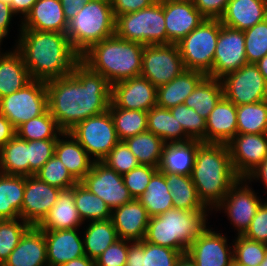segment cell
<instances>
[{
    "mask_svg": "<svg viewBox=\"0 0 267 266\" xmlns=\"http://www.w3.org/2000/svg\"><path fill=\"white\" fill-rule=\"evenodd\" d=\"M32 81L21 54L12 46L0 47V98L15 93Z\"/></svg>",
    "mask_w": 267,
    "mask_h": 266,
    "instance_id": "4316f807",
    "label": "cell"
},
{
    "mask_svg": "<svg viewBox=\"0 0 267 266\" xmlns=\"http://www.w3.org/2000/svg\"><path fill=\"white\" fill-rule=\"evenodd\" d=\"M47 110L48 96L44 81L32 80L24 88L0 98V113L11 122L15 130Z\"/></svg>",
    "mask_w": 267,
    "mask_h": 266,
    "instance_id": "30bf717a",
    "label": "cell"
},
{
    "mask_svg": "<svg viewBox=\"0 0 267 266\" xmlns=\"http://www.w3.org/2000/svg\"><path fill=\"white\" fill-rule=\"evenodd\" d=\"M2 266H48L44 233L31 226Z\"/></svg>",
    "mask_w": 267,
    "mask_h": 266,
    "instance_id": "603a6c76",
    "label": "cell"
},
{
    "mask_svg": "<svg viewBox=\"0 0 267 266\" xmlns=\"http://www.w3.org/2000/svg\"><path fill=\"white\" fill-rule=\"evenodd\" d=\"M0 173L29 176L28 141L15 135L0 149Z\"/></svg>",
    "mask_w": 267,
    "mask_h": 266,
    "instance_id": "74e56055",
    "label": "cell"
},
{
    "mask_svg": "<svg viewBox=\"0 0 267 266\" xmlns=\"http://www.w3.org/2000/svg\"><path fill=\"white\" fill-rule=\"evenodd\" d=\"M237 134L267 133V100L236 106Z\"/></svg>",
    "mask_w": 267,
    "mask_h": 266,
    "instance_id": "b9f144b4",
    "label": "cell"
},
{
    "mask_svg": "<svg viewBox=\"0 0 267 266\" xmlns=\"http://www.w3.org/2000/svg\"><path fill=\"white\" fill-rule=\"evenodd\" d=\"M54 155L62 161L77 182L91 170L94 162L70 132H63L57 138Z\"/></svg>",
    "mask_w": 267,
    "mask_h": 266,
    "instance_id": "f546056e",
    "label": "cell"
},
{
    "mask_svg": "<svg viewBox=\"0 0 267 266\" xmlns=\"http://www.w3.org/2000/svg\"><path fill=\"white\" fill-rule=\"evenodd\" d=\"M149 219L147 210L138 199H132L111 212L118 238L132 242L144 240Z\"/></svg>",
    "mask_w": 267,
    "mask_h": 266,
    "instance_id": "7402d4cb",
    "label": "cell"
},
{
    "mask_svg": "<svg viewBox=\"0 0 267 266\" xmlns=\"http://www.w3.org/2000/svg\"><path fill=\"white\" fill-rule=\"evenodd\" d=\"M109 112L119 141L147 131V111L126 110L110 103Z\"/></svg>",
    "mask_w": 267,
    "mask_h": 266,
    "instance_id": "60d3db41",
    "label": "cell"
},
{
    "mask_svg": "<svg viewBox=\"0 0 267 266\" xmlns=\"http://www.w3.org/2000/svg\"><path fill=\"white\" fill-rule=\"evenodd\" d=\"M16 17L10 4L4 0H0V47L5 46V40L11 38L9 37L11 36L9 35L11 32L10 29L13 28L11 24Z\"/></svg>",
    "mask_w": 267,
    "mask_h": 266,
    "instance_id": "680465c9",
    "label": "cell"
},
{
    "mask_svg": "<svg viewBox=\"0 0 267 266\" xmlns=\"http://www.w3.org/2000/svg\"><path fill=\"white\" fill-rule=\"evenodd\" d=\"M81 229L85 255L94 261L119 239L111 219L86 222Z\"/></svg>",
    "mask_w": 267,
    "mask_h": 266,
    "instance_id": "1f68e13d",
    "label": "cell"
},
{
    "mask_svg": "<svg viewBox=\"0 0 267 266\" xmlns=\"http://www.w3.org/2000/svg\"><path fill=\"white\" fill-rule=\"evenodd\" d=\"M68 21L60 0H37L21 21V29L65 33Z\"/></svg>",
    "mask_w": 267,
    "mask_h": 266,
    "instance_id": "d4e9b609",
    "label": "cell"
},
{
    "mask_svg": "<svg viewBox=\"0 0 267 266\" xmlns=\"http://www.w3.org/2000/svg\"><path fill=\"white\" fill-rule=\"evenodd\" d=\"M236 134V105L223 97L206 119L205 143L228 144Z\"/></svg>",
    "mask_w": 267,
    "mask_h": 266,
    "instance_id": "cb8c5ba5",
    "label": "cell"
},
{
    "mask_svg": "<svg viewBox=\"0 0 267 266\" xmlns=\"http://www.w3.org/2000/svg\"><path fill=\"white\" fill-rule=\"evenodd\" d=\"M157 88L142 76L132 77L111 86V103L126 110L149 111L157 106Z\"/></svg>",
    "mask_w": 267,
    "mask_h": 266,
    "instance_id": "d6986e66",
    "label": "cell"
},
{
    "mask_svg": "<svg viewBox=\"0 0 267 266\" xmlns=\"http://www.w3.org/2000/svg\"><path fill=\"white\" fill-rule=\"evenodd\" d=\"M25 176L0 173V220L20 218Z\"/></svg>",
    "mask_w": 267,
    "mask_h": 266,
    "instance_id": "d6a6232c",
    "label": "cell"
},
{
    "mask_svg": "<svg viewBox=\"0 0 267 266\" xmlns=\"http://www.w3.org/2000/svg\"><path fill=\"white\" fill-rule=\"evenodd\" d=\"M167 44H177L206 19L192 0H164Z\"/></svg>",
    "mask_w": 267,
    "mask_h": 266,
    "instance_id": "ffe728a7",
    "label": "cell"
},
{
    "mask_svg": "<svg viewBox=\"0 0 267 266\" xmlns=\"http://www.w3.org/2000/svg\"><path fill=\"white\" fill-rule=\"evenodd\" d=\"M61 189L51 186L35 175L25 176V191L20 218L37 226L57 201Z\"/></svg>",
    "mask_w": 267,
    "mask_h": 266,
    "instance_id": "ac0fdd59",
    "label": "cell"
},
{
    "mask_svg": "<svg viewBox=\"0 0 267 266\" xmlns=\"http://www.w3.org/2000/svg\"><path fill=\"white\" fill-rule=\"evenodd\" d=\"M132 243V241L119 238L95 260V265L125 266L128 249Z\"/></svg>",
    "mask_w": 267,
    "mask_h": 266,
    "instance_id": "db71d44e",
    "label": "cell"
},
{
    "mask_svg": "<svg viewBox=\"0 0 267 266\" xmlns=\"http://www.w3.org/2000/svg\"><path fill=\"white\" fill-rule=\"evenodd\" d=\"M78 210L74 203V186L61 190L56 203L37 225L42 231L82 228Z\"/></svg>",
    "mask_w": 267,
    "mask_h": 266,
    "instance_id": "83f0119b",
    "label": "cell"
},
{
    "mask_svg": "<svg viewBox=\"0 0 267 266\" xmlns=\"http://www.w3.org/2000/svg\"><path fill=\"white\" fill-rule=\"evenodd\" d=\"M16 135L11 122L0 113V149Z\"/></svg>",
    "mask_w": 267,
    "mask_h": 266,
    "instance_id": "be15d7a7",
    "label": "cell"
},
{
    "mask_svg": "<svg viewBox=\"0 0 267 266\" xmlns=\"http://www.w3.org/2000/svg\"><path fill=\"white\" fill-rule=\"evenodd\" d=\"M46 83L48 110L63 132L81 121L109 110L111 85L81 60L71 74Z\"/></svg>",
    "mask_w": 267,
    "mask_h": 266,
    "instance_id": "6da1fadb",
    "label": "cell"
},
{
    "mask_svg": "<svg viewBox=\"0 0 267 266\" xmlns=\"http://www.w3.org/2000/svg\"><path fill=\"white\" fill-rule=\"evenodd\" d=\"M125 266H143V240L129 246Z\"/></svg>",
    "mask_w": 267,
    "mask_h": 266,
    "instance_id": "6125c7cd",
    "label": "cell"
},
{
    "mask_svg": "<svg viewBox=\"0 0 267 266\" xmlns=\"http://www.w3.org/2000/svg\"><path fill=\"white\" fill-rule=\"evenodd\" d=\"M184 69L177 44L144 46L140 76L156 88L172 81Z\"/></svg>",
    "mask_w": 267,
    "mask_h": 266,
    "instance_id": "4fadbf2b",
    "label": "cell"
},
{
    "mask_svg": "<svg viewBox=\"0 0 267 266\" xmlns=\"http://www.w3.org/2000/svg\"><path fill=\"white\" fill-rule=\"evenodd\" d=\"M224 97L221 79L206 76L185 99L184 104L207 119L211 111Z\"/></svg>",
    "mask_w": 267,
    "mask_h": 266,
    "instance_id": "d590c367",
    "label": "cell"
},
{
    "mask_svg": "<svg viewBox=\"0 0 267 266\" xmlns=\"http://www.w3.org/2000/svg\"><path fill=\"white\" fill-rule=\"evenodd\" d=\"M115 21L110 0H91L68 21L65 34L81 56L93 44L115 35Z\"/></svg>",
    "mask_w": 267,
    "mask_h": 266,
    "instance_id": "8992f818",
    "label": "cell"
},
{
    "mask_svg": "<svg viewBox=\"0 0 267 266\" xmlns=\"http://www.w3.org/2000/svg\"><path fill=\"white\" fill-rule=\"evenodd\" d=\"M211 226L198 235L186 253L196 266H234L232 239L230 242L225 232Z\"/></svg>",
    "mask_w": 267,
    "mask_h": 266,
    "instance_id": "5bb4252c",
    "label": "cell"
},
{
    "mask_svg": "<svg viewBox=\"0 0 267 266\" xmlns=\"http://www.w3.org/2000/svg\"><path fill=\"white\" fill-rule=\"evenodd\" d=\"M144 46L113 35L93 44L80 56V60L92 71L105 77L112 86L140 76Z\"/></svg>",
    "mask_w": 267,
    "mask_h": 266,
    "instance_id": "277c9868",
    "label": "cell"
},
{
    "mask_svg": "<svg viewBox=\"0 0 267 266\" xmlns=\"http://www.w3.org/2000/svg\"><path fill=\"white\" fill-rule=\"evenodd\" d=\"M169 110L191 139L205 143V118H202L194 109L187 107L184 103L171 107Z\"/></svg>",
    "mask_w": 267,
    "mask_h": 266,
    "instance_id": "7dc6e473",
    "label": "cell"
},
{
    "mask_svg": "<svg viewBox=\"0 0 267 266\" xmlns=\"http://www.w3.org/2000/svg\"><path fill=\"white\" fill-rule=\"evenodd\" d=\"M244 32L222 25L217 39L211 78L221 79L247 64Z\"/></svg>",
    "mask_w": 267,
    "mask_h": 266,
    "instance_id": "2e32d148",
    "label": "cell"
},
{
    "mask_svg": "<svg viewBox=\"0 0 267 266\" xmlns=\"http://www.w3.org/2000/svg\"><path fill=\"white\" fill-rule=\"evenodd\" d=\"M157 0H110L115 18L151 6Z\"/></svg>",
    "mask_w": 267,
    "mask_h": 266,
    "instance_id": "6f0895ef",
    "label": "cell"
},
{
    "mask_svg": "<svg viewBox=\"0 0 267 266\" xmlns=\"http://www.w3.org/2000/svg\"><path fill=\"white\" fill-rule=\"evenodd\" d=\"M36 1L37 0H10L9 4L11 6V9L14 12V14L17 16V20L19 19L18 22L16 20L15 22H13V24L15 23L16 25L19 23V25H21V21L29 13L33 4Z\"/></svg>",
    "mask_w": 267,
    "mask_h": 266,
    "instance_id": "94428289",
    "label": "cell"
},
{
    "mask_svg": "<svg viewBox=\"0 0 267 266\" xmlns=\"http://www.w3.org/2000/svg\"><path fill=\"white\" fill-rule=\"evenodd\" d=\"M260 266H267V253L265 255L263 262L260 264Z\"/></svg>",
    "mask_w": 267,
    "mask_h": 266,
    "instance_id": "89a4df30",
    "label": "cell"
},
{
    "mask_svg": "<svg viewBox=\"0 0 267 266\" xmlns=\"http://www.w3.org/2000/svg\"><path fill=\"white\" fill-rule=\"evenodd\" d=\"M57 139L28 141L29 176L35 175L55 154Z\"/></svg>",
    "mask_w": 267,
    "mask_h": 266,
    "instance_id": "f5cc1de1",
    "label": "cell"
},
{
    "mask_svg": "<svg viewBox=\"0 0 267 266\" xmlns=\"http://www.w3.org/2000/svg\"><path fill=\"white\" fill-rule=\"evenodd\" d=\"M176 266H196L194 261L188 256L187 253L182 254L177 261Z\"/></svg>",
    "mask_w": 267,
    "mask_h": 266,
    "instance_id": "a7ac6f4b",
    "label": "cell"
},
{
    "mask_svg": "<svg viewBox=\"0 0 267 266\" xmlns=\"http://www.w3.org/2000/svg\"><path fill=\"white\" fill-rule=\"evenodd\" d=\"M243 32L246 60L248 63L256 64L267 55V18Z\"/></svg>",
    "mask_w": 267,
    "mask_h": 266,
    "instance_id": "c3c4849f",
    "label": "cell"
},
{
    "mask_svg": "<svg viewBox=\"0 0 267 266\" xmlns=\"http://www.w3.org/2000/svg\"><path fill=\"white\" fill-rule=\"evenodd\" d=\"M91 0H60L64 15L67 21H70L78 14L79 9Z\"/></svg>",
    "mask_w": 267,
    "mask_h": 266,
    "instance_id": "e7e4bbea",
    "label": "cell"
},
{
    "mask_svg": "<svg viewBox=\"0 0 267 266\" xmlns=\"http://www.w3.org/2000/svg\"><path fill=\"white\" fill-rule=\"evenodd\" d=\"M234 266H260L267 253V244L243 235L232 237Z\"/></svg>",
    "mask_w": 267,
    "mask_h": 266,
    "instance_id": "ee69618b",
    "label": "cell"
},
{
    "mask_svg": "<svg viewBox=\"0 0 267 266\" xmlns=\"http://www.w3.org/2000/svg\"><path fill=\"white\" fill-rule=\"evenodd\" d=\"M80 183L105 201L111 211L133 199L124 184L122 175L101 161L93 162L91 170Z\"/></svg>",
    "mask_w": 267,
    "mask_h": 266,
    "instance_id": "9a60e30c",
    "label": "cell"
},
{
    "mask_svg": "<svg viewBox=\"0 0 267 266\" xmlns=\"http://www.w3.org/2000/svg\"><path fill=\"white\" fill-rule=\"evenodd\" d=\"M15 131L26 141L57 139L63 133L49 110L21 124Z\"/></svg>",
    "mask_w": 267,
    "mask_h": 266,
    "instance_id": "7bdbcfd3",
    "label": "cell"
},
{
    "mask_svg": "<svg viewBox=\"0 0 267 266\" xmlns=\"http://www.w3.org/2000/svg\"><path fill=\"white\" fill-rule=\"evenodd\" d=\"M222 23L220 19H204L178 43V49L185 69L204 73L211 72Z\"/></svg>",
    "mask_w": 267,
    "mask_h": 266,
    "instance_id": "ba28073f",
    "label": "cell"
},
{
    "mask_svg": "<svg viewBox=\"0 0 267 266\" xmlns=\"http://www.w3.org/2000/svg\"><path fill=\"white\" fill-rule=\"evenodd\" d=\"M147 131L160 137L165 143L183 142L191 138L167 108L158 106L147 111Z\"/></svg>",
    "mask_w": 267,
    "mask_h": 266,
    "instance_id": "e575fe53",
    "label": "cell"
},
{
    "mask_svg": "<svg viewBox=\"0 0 267 266\" xmlns=\"http://www.w3.org/2000/svg\"><path fill=\"white\" fill-rule=\"evenodd\" d=\"M243 236L267 244V199L258 208Z\"/></svg>",
    "mask_w": 267,
    "mask_h": 266,
    "instance_id": "11a10c76",
    "label": "cell"
},
{
    "mask_svg": "<svg viewBox=\"0 0 267 266\" xmlns=\"http://www.w3.org/2000/svg\"><path fill=\"white\" fill-rule=\"evenodd\" d=\"M30 227L31 225L21 218L0 220V266L8 259Z\"/></svg>",
    "mask_w": 267,
    "mask_h": 266,
    "instance_id": "f6af8a7d",
    "label": "cell"
},
{
    "mask_svg": "<svg viewBox=\"0 0 267 266\" xmlns=\"http://www.w3.org/2000/svg\"><path fill=\"white\" fill-rule=\"evenodd\" d=\"M195 7L207 19H220L229 0H192Z\"/></svg>",
    "mask_w": 267,
    "mask_h": 266,
    "instance_id": "9f6ffc18",
    "label": "cell"
},
{
    "mask_svg": "<svg viewBox=\"0 0 267 266\" xmlns=\"http://www.w3.org/2000/svg\"><path fill=\"white\" fill-rule=\"evenodd\" d=\"M246 179L252 184L260 186L261 184L264 187V191L262 193L267 196V158L255 169L253 170ZM254 183V184H253Z\"/></svg>",
    "mask_w": 267,
    "mask_h": 266,
    "instance_id": "91938a15",
    "label": "cell"
},
{
    "mask_svg": "<svg viewBox=\"0 0 267 266\" xmlns=\"http://www.w3.org/2000/svg\"><path fill=\"white\" fill-rule=\"evenodd\" d=\"M14 48L21 54L32 80L47 82L72 73L80 61L65 33L21 29L17 25Z\"/></svg>",
    "mask_w": 267,
    "mask_h": 266,
    "instance_id": "7a4b0ae2",
    "label": "cell"
},
{
    "mask_svg": "<svg viewBox=\"0 0 267 266\" xmlns=\"http://www.w3.org/2000/svg\"><path fill=\"white\" fill-rule=\"evenodd\" d=\"M138 162L142 165L159 166L165 142L157 135L145 131L125 141Z\"/></svg>",
    "mask_w": 267,
    "mask_h": 266,
    "instance_id": "ab89813d",
    "label": "cell"
},
{
    "mask_svg": "<svg viewBox=\"0 0 267 266\" xmlns=\"http://www.w3.org/2000/svg\"><path fill=\"white\" fill-rule=\"evenodd\" d=\"M47 245L48 266H61L85 256L82 229L43 231Z\"/></svg>",
    "mask_w": 267,
    "mask_h": 266,
    "instance_id": "44dd1931",
    "label": "cell"
},
{
    "mask_svg": "<svg viewBox=\"0 0 267 266\" xmlns=\"http://www.w3.org/2000/svg\"><path fill=\"white\" fill-rule=\"evenodd\" d=\"M35 176L61 190L70 189L77 183L56 155H53Z\"/></svg>",
    "mask_w": 267,
    "mask_h": 266,
    "instance_id": "bcb514c9",
    "label": "cell"
},
{
    "mask_svg": "<svg viewBox=\"0 0 267 266\" xmlns=\"http://www.w3.org/2000/svg\"><path fill=\"white\" fill-rule=\"evenodd\" d=\"M69 132L94 161H102L119 142L109 110L81 121Z\"/></svg>",
    "mask_w": 267,
    "mask_h": 266,
    "instance_id": "8fae6325",
    "label": "cell"
},
{
    "mask_svg": "<svg viewBox=\"0 0 267 266\" xmlns=\"http://www.w3.org/2000/svg\"><path fill=\"white\" fill-rule=\"evenodd\" d=\"M183 253L143 240V266H176Z\"/></svg>",
    "mask_w": 267,
    "mask_h": 266,
    "instance_id": "f907efd6",
    "label": "cell"
},
{
    "mask_svg": "<svg viewBox=\"0 0 267 266\" xmlns=\"http://www.w3.org/2000/svg\"><path fill=\"white\" fill-rule=\"evenodd\" d=\"M256 66L258 67V70L261 72V74L267 81V55H265L262 59H260L256 63Z\"/></svg>",
    "mask_w": 267,
    "mask_h": 266,
    "instance_id": "003e7915",
    "label": "cell"
},
{
    "mask_svg": "<svg viewBox=\"0 0 267 266\" xmlns=\"http://www.w3.org/2000/svg\"><path fill=\"white\" fill-rule=\"evenodd\" d=\"M157 171V167L140 164L122 175L124 184L133 199H138L146 191L147 185Z\"/></svg>",
    "mask_w": 267,
    "mask_h": 266,
    "instance_id": "816d5d0a",
    "label": "cell"
},
{
    "mask_svg": "<svg viewBox=\"0 0 267 266\" xmlns=\"http://www.w3.org/2000/svg\"><path fill=\"white\" fill-rule=\"evenodd\" d=\"M210 215H213L211 211L172 208L149 219L144 240L185 254L192 242L209 225Z\"/></svg>",
    "mask_w": 267,
    "mask_h": 266,
    "instance_id": "5b68a950",
    "label": "cell"
},
{
    "mask_svg": "<svg viewBox=\"0 0 267 266\" xmlns=\"http://www.w3.org/2000/svg\"><path fill=\"white\" fill-rule=\"evenodd\" d=\"M61 266H96L95 261L88 258L86 255L73 259L72 261H68Z\"/></svg>",
    "mask_w": 267,
    "mask_h": 266,
    "instance_id": "03108f58",
    "label": "cell"
},
{
    "mask_svg": "<svg viewBox=\"0 0 267 266\" xmlns=\"http://www.w3.org/2000/svg\"><path fill=\"white\" fill-rule=\"evenodd\" d=\"M205 77L202 72L184 69L172 81L157 88V106L169 109L183 104Z\"/></svg>",
    "mask_w": 267,
    "mask_h": 266,
    "instance_id": "4dcf8cb0",
    "label": "cell"
},
{
    "mask_svg": "<svg viewBox=\"0 0 267 266\" xmlns=\"http://www.w3.org/2000/svg\"><path fill=\"white\" fill-rule=\"evenodd\" d=\"M191 178L200 200L212 211L240 179L233 169L228 145L202 143Z\"/></svg>",
    "mask_w": 267,
    "mask_h": 266,
    "instance_id": "3957f363",
    "label": "cell"
},
{
    "mask_svg": "<svg viewBox=\"0 0 267 266\" xmlns=\"http://www.w3.org/2000/svg\"><path fill=\"white\" fill-rule=\"evenodd\" d=\"M74 203L83 223L111 219L112 211L105 201L80 182L74 185Z\"/></svg>",
    "mask_w": 267,
    "mask_h": 266,
    "instance_id": "f35d334b",
    "label": "cell"
},
{
    "mask_svg": "<svg viewBox=\"0 0 267 266\" xmlns=\"http://www.w3.org/2000/svg\"><path fill=\"white\" fill-rule=\"evenodd\" d=\"M246 179L240 178L228 191L223 200L211 211L214 216H224L234 229L235 235H243L249 227L258 208L267 199Z\"/></svg>",
    "mask_w": 267,
    "mask_h": 266,
    "instance_id": "9c48e42d",
    "label": "cell"
},
{
    "mask_svg": "<svg viewBox=\"0 0 267 266\" xmlns=\"http://www.w3.org/2000/svg\"><path fill=\"white\" fill-rule=\"evenodd\" d=\"M115 35L143 45H167L164 0L151 6L116 17Z\"/></svg>",
    "mask_w": 267,
    "mask_h": 266,
    "instance_id": "52a82bcc",
    "label": "cell"
},
{
    "mask_svg": "<svg viewBox=\"0 0 267 266\" xmlns=\"http://www.w3.org/2000/svg\"><path fill=\"white\" fill-rule=\"evenodd\" d=\"M227 145L239 178H246L267 158V133L236 134Z\"/></svg>",
    "mask_w": 267,
    "mask_h": 266,
    "instance_id": "e0dca14e",
    "label": "cell"
},
{
    "mask_svg": "<svg viewBox=\"0 0 267 266\" xmlns=\"http://www.w3.org/2000/svg\"><path fill=\"white\" fill-rule=\"evenodd\" d=\"M138 200L145 207L150 218L174 208L165 174L157 171Z\"/></svg>",
    "mask_w": 267,
    "mask_h": 266,
    "instance_id": "8d00e7d4",
    "label": "cell"
},
{
    "mask_svg": "<svg viewBox=\"0 0 267 266\" xmlns=\"http://www.w3.org/2000/svg\"><path fill=\"white\" fill-rule=\"evenodd\" d=\"M224 97L236 106L267 100V81L256 64L247 63L221 78Z\"/></svg>",
    "mask_w": 267,
    "mask_h": 266,
    "instance_id": "7c38bea8",
    "label": "cell"
},
{
    "mask_svg": "<svg viewBox=\"0 0 267 266\" xmlns=\"http://www.w3.org/2000/svg\"><path fill=\"white\" fill-rule=\"evenodd\" d=\"M203 142L190 139L183 142L165 143L158 171L191 176L198 147Z\"/></svg>",
    "mask_w": 267,
    "mask_h": 266,
    "instance_id": "484cf974",
    "label": "cell"
},
{
    "mask_svg": "<svg viewBox=\"0 0 267 266\" xmlns=\"http://www.w3.org/2000/svg\"><path fill=\"white\" fill-rule=\"evenodd\" d=\"M101 162L121 175L140 165L124 141H119Z\"/></svg>",
    "mask_w": 267,
    "mask_h": 266,
    "instance_id": "681fc988",
    "label": "cell"
},
{
    "mask_svg": "<svg viewBox=\"0 0 267 266\" xmlns=\"http://www.w3.org/2000/svg\"><path fill=\"white\" fill-rule=\"evenodd\" d=\"M267 18V0H229L222 25L245 31Z\"/></svg>",
    "mask_w": 267,
    "mask_h": 266,
    "instance_id": "f1b7e54d",
    "label": "cell"
},
{
    "mask_svg": "<svg viewBox=\"0 0 267 266\" xmlns=\"http://www.w3.org/2000/svg\"><path fill=\"white\" fill-rule=\"evenodd\" d=\"M165 174L172 194L173 207L188 211H210L200 200L191 176L174 173Z\"/></svg>",
    "mask_w": 267,
    "mask_h": 266,
    "instance_id": "836d02e7",
    "label": "cell"
}]
</instances>
